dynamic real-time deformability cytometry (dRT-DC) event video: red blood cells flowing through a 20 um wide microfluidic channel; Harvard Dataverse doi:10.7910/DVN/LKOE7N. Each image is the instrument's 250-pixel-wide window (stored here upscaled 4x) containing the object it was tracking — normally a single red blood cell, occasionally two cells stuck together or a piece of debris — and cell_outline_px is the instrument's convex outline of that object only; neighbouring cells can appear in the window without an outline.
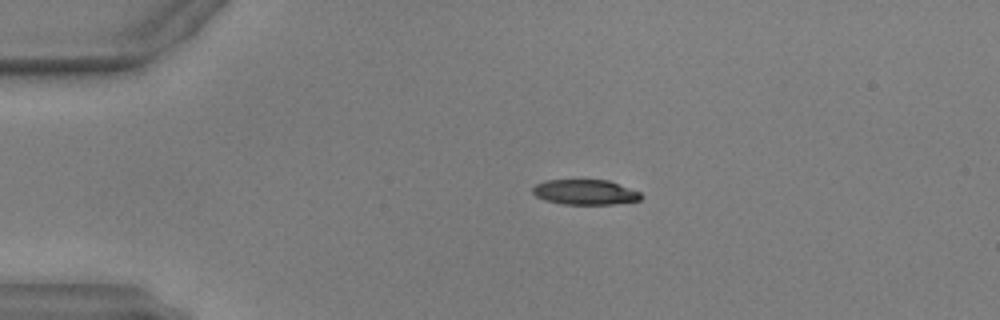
{"species": "common noctule bat (a hibernating species)", "species_latin": "Nyctalus noctula", "temperature_condition": "warm", "stored_images_in_passage": 15, "camera_frame_rate_fps": 3000, "um_per_image_px": 0.085, "animal": {"sex": "male", "body_mass_g": 17.9, "forearm_length_mm": 54.2}, "frame": {"image": 1, "passage_image": 10, "time_ms": 3.0, "image_size_px": [1000, 320], "cell_outline_px": [[644, 196], [640, 200], [612, 204], [564, 204], [544, 200], [536, 196], [532, 192], [532, 188], [536, 184], [544, 180], [608, 180], [640, 192]], "centroid_in_image_um": [49.72, 16.33], "position_along_channel_um": 35.3, "area_um2": 15.84}}